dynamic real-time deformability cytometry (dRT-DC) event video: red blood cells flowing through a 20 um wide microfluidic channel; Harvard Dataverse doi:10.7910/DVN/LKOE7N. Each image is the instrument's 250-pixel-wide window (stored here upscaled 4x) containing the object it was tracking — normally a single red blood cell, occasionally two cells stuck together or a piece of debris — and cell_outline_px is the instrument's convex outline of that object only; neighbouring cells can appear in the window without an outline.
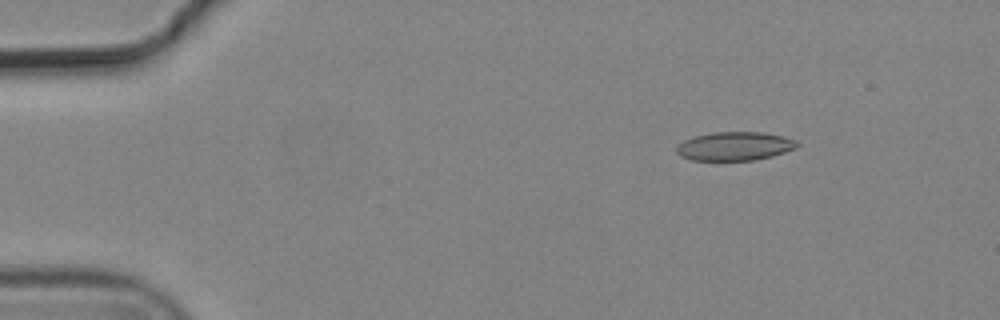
{"species": "common noctule bat (a hibernating species)", "species_latin": "Nyctalus noctula", "temperature_condition": "cold", "stored_images_in_passage": 2, "camera_frame_rate_fps": 3000, "um_per_image_px": 0.085, "animal": {"sex": "male", "body_mass_g": 19.2, "forearm_length_mm": 51.8}, "frame": {"image": 1, "passage_image": 2, "time_ms": 0.333, "image_size_px": [1000, 320], "cell_outline_px": [[800, 144], [796, 148], [772, 156], [752, 160], [692, 160], [680, 156], [676, 152], [676, 148], [684, 140], [696, 136], [712, 132], [760, 132], [784, 136], [796, 140]], "centroid_in_image_um": [62.46, 12.42], "position_along_channel_um": 22.5, "area_um2": 20.06}}